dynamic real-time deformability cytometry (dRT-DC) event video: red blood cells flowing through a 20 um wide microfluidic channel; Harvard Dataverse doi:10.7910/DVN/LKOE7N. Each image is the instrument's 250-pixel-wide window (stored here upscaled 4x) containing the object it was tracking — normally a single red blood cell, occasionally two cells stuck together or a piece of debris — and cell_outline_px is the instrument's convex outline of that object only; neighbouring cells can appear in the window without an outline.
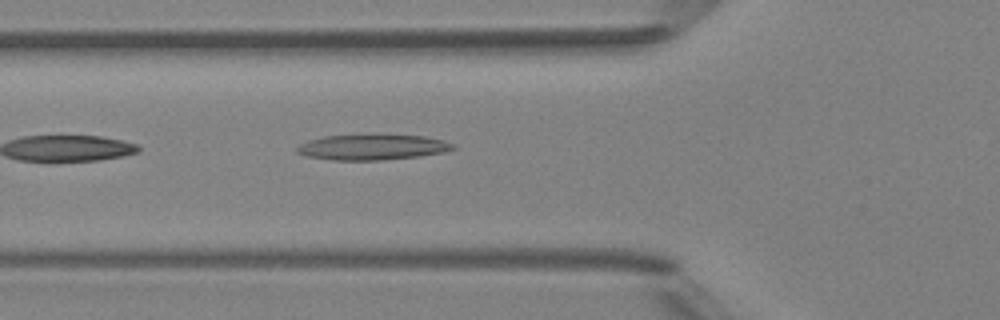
{"species": "Egyptian fruit bat (a non-hibernating species)", "species_latin": "Rousettus aegyptiacus", "temperature_condition": "room temperature", "stored_images_in_passage": 33, "camera_frame_rate_fps": 3000, "um_per_image_px": 0.085, "animal": {"sex": "female"}, "frame": {"image": 1, "passage_image": 3, "time_ms": 0.667, "image_size_px": [1000, 320], "cell_outline_px": [[456, 148], [444, 152], [416, 156], [380, 160], [332, 160], [304, 156], [296, 152], [296, 148], [300, 144], [308, 140], [324, 136], [424, 136], [444, 140], [452, 144]], "centroid_in_image_um": [31.59, 12.53], "position_along_channel_um": 94.2, "area_um2": 22.6}}
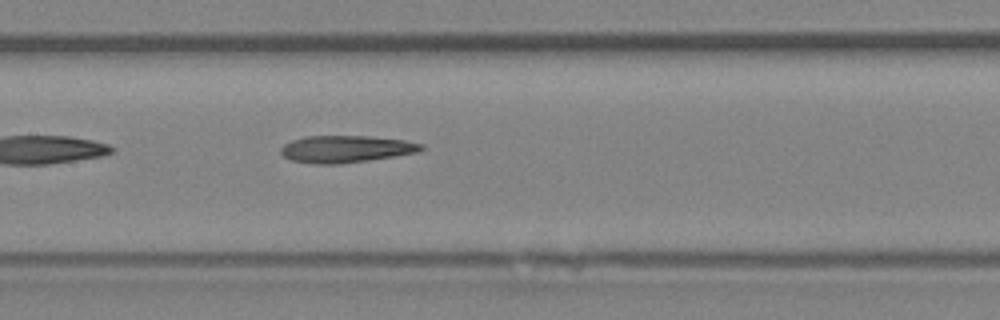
{"frame": {"image": 2, "passage_image": 9, "time_ms": 2.667, "image_size_px": [1000, 320], "cell_outline_px": [[424, 148], [416, 152], [368, 160], [340, 164], [316, 164], [292, 160], [284, 156], [280, 152], [280, 148], [284, 144], [292, 140], [304, 136], [368, 136], [404, 140], [424, 144]], "centroid_in_image_um": [29.37, 12.66], "position_along_channel_um": 178.0, "area_um2": 21.96}}
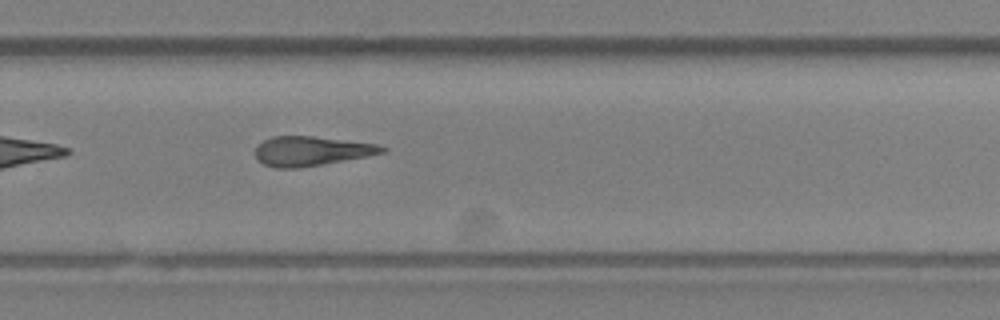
{"frame": {"image": 3, "passage_image": 18, "time_ms": 5.667, "image_size_px": [1000, 320], "cell_outline_px": [[388, 152], [320, 164], [296, 168], [276, 168], [264, 164], [256, 160], [256, 148], [264, 140], [272, 136], [312, 136], [376, 144], [388, 148]], "centroid_in_image_um": [26.44, 12.83], "position_along_channel_um": 303.4, "area_um2": 21.44}}